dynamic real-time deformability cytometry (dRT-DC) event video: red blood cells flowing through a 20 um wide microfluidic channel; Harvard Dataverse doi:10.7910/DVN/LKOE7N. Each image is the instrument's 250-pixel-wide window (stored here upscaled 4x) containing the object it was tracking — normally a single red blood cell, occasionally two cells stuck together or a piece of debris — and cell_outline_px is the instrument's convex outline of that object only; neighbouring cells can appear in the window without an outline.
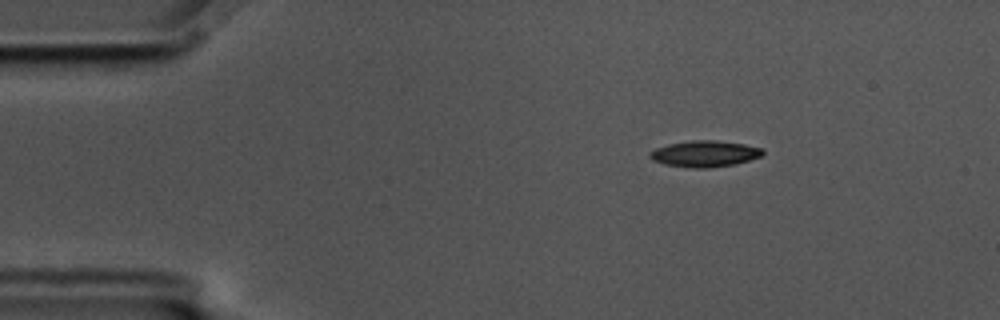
{"species": "common noctule bat (a hibernating species)", "species_latin": "Nyctalus noctula", "temperature_condition": "cold", "stored_images_in_passage": 50, "camera_frame_rate_fps": 3000, "um_per_image_px": 0.085, "animal": {"sex": "male", "body_mass_g": 17.5, "forearm_length_mm": 52.3}, "frame": {"image": 1, "passage_image": 1, "time_ms": 0.0, "image_size_px": [1000, 320], "cell_outline_px": [[764, 156], [736, 164], [708, 168], [692, 168], [664, 164], [652, 160], [648, 156], [656, 148], [668, 144], [692, 140], [716, 140], [744, 144], [764, 148]], "centroid_in_image_um": [59.95, 13.07], "position_along_channel_um": 25.0, "area_um2": 17.4}}
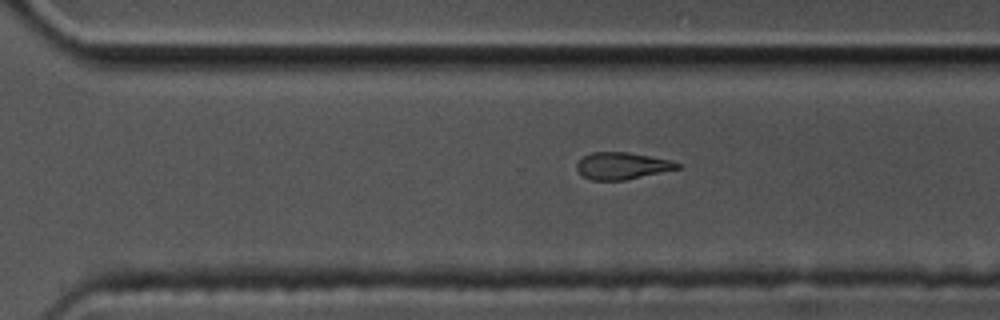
{"frame": {"image": 2, "passage_image": 32, "time_ms": 10.333, "image_size_px": [1000, 320], "cell_outline_px": [[680, 168], [624, 180], [592, 180], [584, 176], [576, 168], [576, 164], [584, 156], [592, 152], [628, 152], [672, 160], [680, 164]], "centroid_in_image_um": [52.88, 14.08], "position_along_channel_um": 317.7, "area_um2": 15.61}}
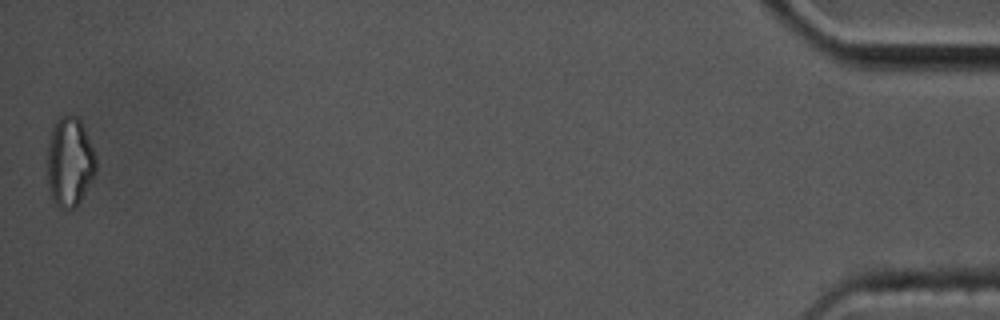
{"frame": {"image": 3, "passage_image": 50, "time_ms": 16.333, "image_size_px": [1000, 320], "cell_outline_px": [[96, 172], [76, 208], [60, 208], [52, 200], [48, 188], [48, 144], [52, 124], [60, 116], [76, 116], [80, 120], [84, 128], [96, 156]], "centroid_in_image_um": [5.91, 13.76], "position_along_channel_um": 429.3, "area_um2": 25.37}}